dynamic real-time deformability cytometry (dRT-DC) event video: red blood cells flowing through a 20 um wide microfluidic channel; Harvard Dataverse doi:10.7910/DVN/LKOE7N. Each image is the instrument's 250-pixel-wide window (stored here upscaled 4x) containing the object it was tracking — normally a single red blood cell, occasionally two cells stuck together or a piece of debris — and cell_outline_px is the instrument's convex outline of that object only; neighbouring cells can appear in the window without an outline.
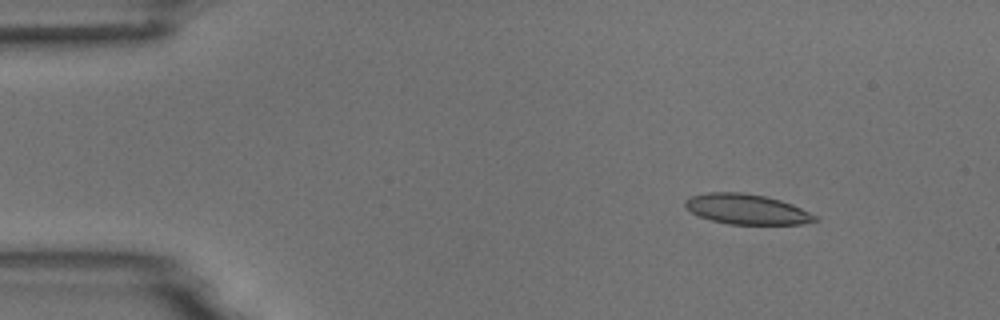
{"species": "common noctule bat (a hibernating species)", "species_latin": "Nyctalus noctula", "temperature_condition": "room temperature", "stored_images_in_passage": 4, "camera_frame_rate_fps": 3000, "um_per_image_px": 0.085, "animal": {"sex": "male", "body_mass_g": 18.8}, "frame": {"image": 1, "passage_image": 2, "time_ms": 1.0, "image_size_px": [1000, 320], "cell_outline_px": [[820, 220], [800, 224], [728, 224], [712, 220], [700, 216], [692, 212], [684, 204], [684, 200], [692, 196], [708, 192], [740, 192], [764, 196], [780, 200], [792, 204], [820, 216]], "centroid_in_image_um": [63.52, 17.78], "position_along_channel_um": 21.5, "area_um2": 22.77}}